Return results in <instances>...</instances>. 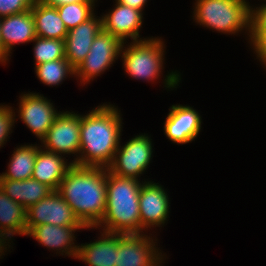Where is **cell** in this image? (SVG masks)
<instances>
[{
  "label": "cell",
  "instance_id": "2e32d148",
  "mask_svg": "<svg viewBox=\"0 0 266 266\" xmlns=\"http://www.w3.org/2000/svg\"><path fill=\"white\" fill-rule=\"evenodd\" d=\"M102 30V18L93 15L86 22L68 31L64 40L65 57L74 69L84 61L95 37Z\"/></svg>",
  "mask_w": 266,
  "mask_h": 266
},
{
  "label": "cell",
  "instance_id": "1f68e13d",
  "mask_svg": "<svg viewBox=\"0 0 266 266\" xmlns=\"http://www.w3.org/2000/svg\"><path fill=\"white\" fill-rule=\"evenodd\" d=\"M123 5L136 8L143 11V7L146 5L147 0H115Z\"/></svg>",
  "mask_w": 266,
  "mask_h": 266
},
{
  "label": "cell",
  "instance_id": "4dcf8cb0",
  "mask_svg": "<svg viewBox=\"0 0 266 266\" xmlns=\"http://www.w3.org/2000/svg\"><path fill=\"white\" fill-rule=\"evenodd\" d=\"M40 3L51 6V7H58L69 3L75 2H95L97 0H37Z\"/></svg>",
  "mask_w": 266,
  "mask_h": 266
},
{
  "label": "cell",
  "instance_id": "d6a6232c",
  "mask_svg": "<svg viewBox=\"0 0 266 266\" xmlns=\"http://www.w3.org/2000/svg\"><path fill=\"white\" fill-rule=\"evenodd\" d=\"M8 238L9 237L6 234L0 231V258L2 254L4 255V252H6L5 250L7 249V246L10 248L9 243L11 239H8Z\"/></svg>",
  "mask_w": 266,
  "mask_h": 266
},
{
  "label": "cell",
  "instance_id": "e0dca14e",
  "mask_svg": "<svg viewBox=\"0 0 266 266\" xmlns=\"http://www.w3.org/2000/svg\"><path fill=\"white\" fill-rule=\"evenodd\" d=\"M86 226H57L53 224H43L34 226L27 236H32L43 246L57 251L59 254L75 257L78 253V245H74V233ZM59 251V252H58Z\"/></svg>",
  "mask_w": 266,
  "mask_h": 266
},
{
  "label": "cell",
  "instance_id": "4316f807",
  "mask_svg": "<svg viewBox=\"0 0 266 266\" xmlns=\"http://www.w3.org/2000/svg\"><path fill=\"white\" fill-rule=\"evenodd\" d=\"M12 107L7 105L0 106V148L6 143L7 138L12 133L15 124V112ZM11 132V133H10Z\"/></svg>",
  "mask_w": 266,
  "mask_h": 266
},
{
  "label": "cell",
  "instance_id": "d6986e66",
  "mask_svg": "<svg viewBox=\"0 0 266 266\" xmlns=\"http://www.w3.org/2000/svg\"><path fill=\"white\" fill-rule=\"evenodd\" d=\"M65 159L60 154L39 148L31 178L47 185L53 191H57L60 182L73 165L72 162L68 164Z\"/></svg>",
  "mask_w": 266,
  "mask_h": 266
},
{
  "label": "cell",
  "instance_id": "f1b7e54d",
  "mask_svg": "<svg viewBox=\"0 0 266 266\" xmlns=\"http://www.w3.org/2000/svg\"><path fill=\"white\" fill-rule=\"evenodd\" d=\"M249 37L257 58L259 57L258 59L266 67V31H251Z\"/></svg>",
  "mask_w": 266,
  "mask_h": 266
},
{
  "label": "cell",
  "instance_id": "836d02e7",
  "mask_svg": "<svg viewBox=\"0 0 266 266\" xmlns=\"http://www.w3.org/2000/svg\"><path fill=\"white\" fill-rule=\"evenodd\" d=\"M1 31V27H0ZM0 63H2V44H1V32H0Z\"/></svg>",
  "mask_w": 266,
  "mask_h": 266
},
{
  "label": "cell",
  "instance_id": "277c9868",
  "mask_svg": "<svg viewBox=\"0 0 266 266\" xmlns=\"http://www.w3.org/2000/svg\"><path fill=\"white\" fill-rule=\"evenodd\" d=\"M194 18L198 24L219 33L234 34L244 28L251 34V6L243 0H196Z\"/></svg>",
  "mask_w": 266,
  "mask_h": 266
},
{
  "label": "cell",
  "instance_id": "7c38bea8",
  "mask_svg": "<svg viewBox=\"0 0 266 266\" xmlns=\"http://www.w3.org/2000/svg\"><path fill=\"white\" fill-rule=\"evenodd\" d=\"M169 198L166 190L154 181H145L139 193L141 227L145 230L162 226L169 215Z\"/></svg>",
  "mask_w": 266,
  "mask_h": 266
},
{
  "label": "cell",
  "instance_id": "f546056e",
  "mask_svg": "<svg viewBox=\"0 0 266 266\" xmlns=\"http://www.w3.org/2000/svg\"><path fill=\"white\" fill-rule=\"evenodd\" d=\"M251 31H266V4L251 8Z\"/></svg>",
  "mask_w": 266,
  "mask_h": 266
},
{
  "label": "cell",
  "instance_id": "d4e9b609",
  "mask_svg": "<svg viewBox=\"0 0 266 266\" xmlns=\"http://www.w3.org/2000/svg\"><path fill=\"white\" fill-rule=\"evenodd\" d=\"M94 7L95 2H75L56 8L69 31L90 19L94 15Z\"/></svg>",
  "mask_w": 266,
  "mask_h": 266
},
{
  "label": "cell",
  "instance_id": "52a82bcc",
  "mask_svg": "<svg viewBox=\"0 0 266 266\" xmlns=\"http://www.w3.org/2000/svg\"><path fill=\"white\" fill-rule=\"evenodd\" d=\"M122 44L119 38L102 30L95 37L84 61L75 69V77L85 85L102 74L118 58Z\"/></svg>",
  "mask_w": 266,
  "mask_h": 266
},
{
  "label": "cell",
  "instance_id": "83f0119b",
  "mask_svg": "<svg viewBox=\"0 0 266 266\" xmlns=\"http://www.w3.org/2000/svg\"><path fill=\"white\" fill-rule=\"evenodd\" d=\"M35 0H0V18L30 10Z\"/></svg>",
  "mask_w": 266,
  "mask_h": 266
},
{
  "label": "cell",
  "instance_id": "30bf717a",
  "mask_svg": "<svg viewBox=\"0 0 266 266\" xmlns=\"http://www.w3.org/2000/svg\"><path fill=\"white\" fill-rule=\"evenodd\" d=\"M154 241L144 233L124 235L118 243L116 266H161L165 256Z\"/></svg>",
  "mask_w": 266,
  "mask_h": 266
},
{
  "label": "cell",
  "instance_id": "9c48e42d",
  "mask_svg": "<svg viewBox=\"0 0 266 266\" xmlns=\"http://www.w3.org/2000/svg\"><path fill=\"white\" fill-rule=\"evenodd\" d=\"M81 115L74 112H60L46 135L41 139L44 150L79 155Z\"/></svg>",
  "mask_w": 266,
  "mask_h": 266
},
{
  "label": "cell",
  "instance_id": "44dd1931",
  "mask_svg": "<svg viewBox=\"0 0 266 266\" xmlns=\"http://www.w3.org/2000/svg\"><path fill=\"white\" fill-rule=\"evenodd\" d=\"M31 10L38 37L65 40L68 30L56 7L47 6L35 0Z\"/></svg>",
  "mask_w": 266,
  "mask_h": 266
},
{
  "label": "cell",
  "instance_id": "9a60e30c",
  "mask_svg": "<svg viewBox=\"0 0 266 266\" xmlns=\"http://www.w3.org/2000/svg\"><path fill=\"white\" fill-rule=\"evenodd\" d=\"M142 11L123 5L116 1L114 9L102 17L103 31L110 33L126 44V39H139V30L143 22Z\"/></svg>",
  "mask_w": 266,
  "mask_h": 266
},
{
  "label": "cell",
  "instance_id": "603a6c76",
  "mask_svg": "<svg viewBox=\"0 0 266 266\" xmlns=\"http://www.w3.org/2000/svg\"><path fill=\"white\" fill-rule=\"evenodd\" d=\"M22 145L17 147L8 164V170L0 173V179L26 180L32 177L37 151V145Z\"/></svg>",
  "mask_w": 266,
  "mask_h": 266
},
{
  "label": "cell",
  "instance_id": "5bb4252c",
  "mask_svg": "<svg viewBox=\"0 0 266 266\" xmlns=\"http://www.w3.org/2000/svg\"><path fill=\"white\" fill-rule=\"evenodd\" d=\"M164 123V134L173 143L186 144L192 142L201 129V117L190 106L172 105Z\"/></svg>",
  "mask_w": 266,
  "mask_h": 266
},
{
  "label": "cell",
  "instance_id": "484cf974",
  "mask_svg": "<svg viewBox=\"0 0 266 266\" xmlns=\"http://www.w3.org/2000/svg\"><path fill=\"white\" fill-rule=\"evenodd\" d=\"M32 42H35L33 49L35 66L49 61L66 59L64 40L37 36Z\"/></svg>",
  "mask_w": 266,
  "mask_h": 266
},
{
  "label": "cell",
  "instance_id": "7a4b0ae2",
  "mask_svg": "<svg viewBox=\"0 0 266 266\" xmlns=\"http://www.w3.org/2000/svg\"><path fill=\"white\" fill-rule=\"evenodd\" d=\"M57 192L79 220L88 229H93L101 222L106 210L107 168L73 164Z\"/></svg>",
  "mask_w": 266,
  "mask_h": 266
},
{
  "label": "cell",
  "instance_id": "5b68a950",
  "mask_svg": "<svg viewBox=\"0 0 266 266\" xmlns=\"http://www.w3.org/2000/svg\"><path fill=\"white\" fill-rule=\"evenodd\" d=\"M124 46L123 42L120 56L123 60L124 70L130 77L153 82L155 79H159L165 52L161 37L144 38L131 42L127 47Z\"/></svg>",
  "mask_w": 266,
  "mask_h": 266
},
{
  "label": "cell",
  "instance_id": "3957f363",
  "mask_svg": "<svg viewBox=\"0 0 266 266\" xmlns=\"http://www.w3.org/2000/svg\"><path fill=\"white\" fill-rule=\"evenodd\" d=\"M139 180L117 176L107 168L106 210L95 229L101 227L104 232L125 235L143 233L139 193L144 182Z\"/></svg>",
  "mask_w": 266,
  "mask_h": 266
},
{
  "label": "cell",
  "instance_id": "ba28073f",
  "mask_svg": "<svg viewBox=\"0 0 266 266\" xmlns=\"http://www.w3.org/2000/svg\"><path fill=\"white\" fill-rule=\"evenodd\" d=\"M43 224L85 226L57 191H52L47 197L27 209V233L34 226Z\"/></svg>",
  "mask_w": 266,
  "mask_h": 266
},
{
  "label": "cell",
  "instance_id": "ac0fdd59",
  "mask_svg": "<svg viewBox=\"0 0 266 266\" xmlns=\"http://www.w3.org/2000/svg\"><path fill=\"white\" fill-rule=\"evenodd\" d=\"M124 235L103 231L97 241L78 246L76 259L82 260L88 266H116L118 243Z\"/></svg>",
  "mask_w": 266,
  "mask_h": 266
},
{
  "label": "cell",
  "instance_id": "8992f818",
  "mask_svg": "<svg viewBox=\"0 0 266 266\" xmlns=\"http://www.w3.org/2000/svg\"><path fill=\"white\" fill-rule=\"evenodd\" d=\"M151 140L146 134H140L129 139L125 145H119L108 170L120 177L138 179L151 163Z\"/></svg>",
  "mask_w": 266,
  "mask_h": 266
},
{
  "label": "cell",
  "instance_id": "4fadbf2b",
  "mask_svg": "<svg viewBox=\"0 0 266 266\" xmlns=\"http://www.w3.org/2000/svg\"><path fill=\"white\" fill-rule=\"evenodd\" d=\"M2 63L6 64L11 56L14 44L32 42L36 37V29L32 10L0 18Z\"/></svg>",
  "mask_w": 266,
  "mask_h": 266
},
{
  "label": "cell",
  "instance_id": "6da1fadb",
  "mask_svg": "<svg viewBox=\"0 0 266 266\" xmlns=\"http://www.w3.org/2000/svg\"><path fill=\"white\" fill-rule=\"evenodd\" d=\"M89 112L81 115L80 150L72 163L108 168L120 145L123 128L120 110L111 104H103Z\"/></svg>",
  "mask_w": 266,
  "mask_h": 266
},
{
  "label": "cell",
  "instance_id": "8fae6325",
  "mask_svg": "<svg viewBox=\"0 0 266 266\" xmlns=\"http://www.w3.org/2000/svg\"><path fill=\"white\" fill-rule=\"evenodd\" d=\"M60 112L42 94L25 93L20 97L18 116L40 141Z\"/></svg>",
  "mask_w": 266,
  "mask_h": 266
},
{
  "label": "cell",
  "instance_id": "7402d4cb",
  "mask_svg": "<svg viewBox=\"0 0 266 266\" xmlns=\"http://www.w3.org/2000/svg\"><path fill=\"white\" fill-rule=\"evenodd\" d=\"M27 209L13 201L0 188V231L9 239L14 235H27Z\"/></svg>",
  "mask_w": 266,
  "mask_h": 266
},
{
  "label": "cell",
  "instance_id": "cb8c5ba5",
  "mask_svg": "<svg viewBox=\"0 0 266 266\" xmlns=\"http://www.w3.org/2000/svg\"><path fill=\"white\" fill-rule=\"evenodd\" d=\"M36 76L45 85L55 86L68 76H75V69L67 59L45 62L35 66Z\"/></svg>",
  "mask_w": 266,
  "mask_h": 266
},
{
  "label": "cell",
  "instance_id": "ffe728a7",
  "mask_svg": "<svg viewBox=\"0 0 266 266\" xmlns=\"http://www.w3.org/2000/svg\"><path fill=\"white\" fill-rule=\"evenodd\" d=\"M0 188L13 201L21 204L26 209L47 197L53 191L47 185L33 178L26 180L0 179Z\"/></svg>",
  "mask_w": 266,
  "mask_h": 266
}]
</instances>
